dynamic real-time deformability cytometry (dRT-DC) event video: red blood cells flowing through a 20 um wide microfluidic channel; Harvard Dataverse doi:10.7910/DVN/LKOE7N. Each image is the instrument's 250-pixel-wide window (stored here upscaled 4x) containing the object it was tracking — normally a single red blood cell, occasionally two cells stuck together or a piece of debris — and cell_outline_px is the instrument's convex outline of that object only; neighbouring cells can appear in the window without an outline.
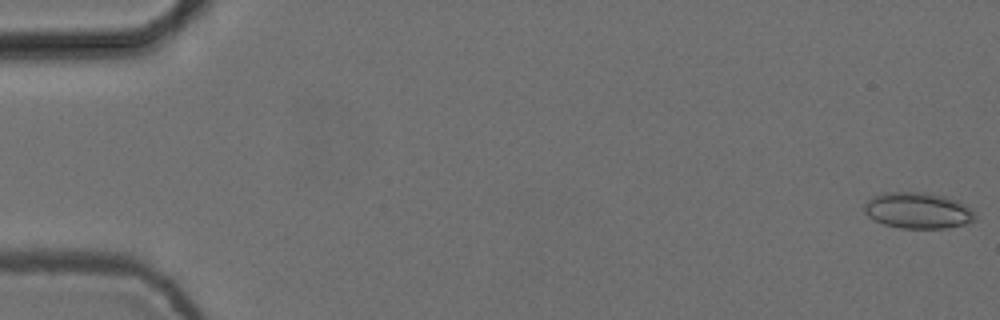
{"species": "common noctule bat (a hibernating species)", "species_latin": "Nyctalus noctula", "temperature_condition": "cold", "stored_images_in_passage": 6, "camera_frame_rate_fps": 3000, "um_per_image_px": 0.085, "animal": {"sex": "female", "body_mass_g": 24.6, "forearm_length_mm": 56.2}, "frame": {"image": 1, "passage_image": 1, "time_ms": 0.0, "image_size_px": [1000, 320], "cell_outline_px": [[976, 220], [964, 224], [944, 228], [900, 228], [884, 224], [868, 216], [864, 212], [864, 204], [868, 200], [884, 192], [924, 192], [944, 196], [960, 200], [972, 208], [976, 216]], "centroid_in_image_um": [78.07, 17.88], "position_along_channel_um": 6.9, "area_um2": 23.41}}
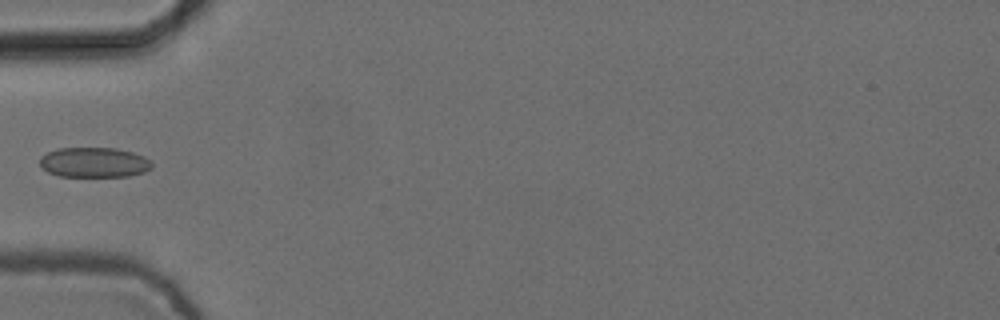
{"frame": {"image": 2, "passage_image": 6, "time_ms": 1.667, "image_size_px": [1000, 320], "cell_outline_px": [[152, 168], [144, 172], [128, 176], [60, 176], [48, 172], [40, 168], [40, 156], [48, 152], [60, 148], [116, 148], [132, 152], [144, 156], [152, 164]], "centroid_in_image_um": [7.98, 13.8], "position_along_channel_um": 77.0, "area_um2": 19.59}}